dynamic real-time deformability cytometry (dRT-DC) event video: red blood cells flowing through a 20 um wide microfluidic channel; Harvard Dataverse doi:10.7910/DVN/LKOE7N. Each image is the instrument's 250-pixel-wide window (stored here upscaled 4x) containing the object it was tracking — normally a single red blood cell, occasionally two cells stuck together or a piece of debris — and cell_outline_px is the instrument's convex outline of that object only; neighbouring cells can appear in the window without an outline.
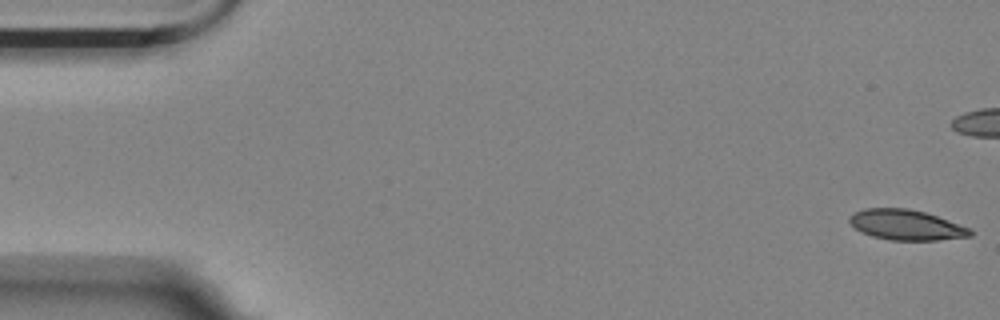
{"species": "Egyptian fruit bat (a non-hibernating species)", "species_latin": "Rousettus aegyptiacus", "temperature_condition": "room temperature", "stored_images_in_passage": 57, "camera_frame_rate_fps": 3000, "um_per_image_px": 0.085, "animal": {"sex": "female"}, "frame": {"image": 1, "passage_image": 1, "time_ms": 0.0, "image_size_px": [1000, 320], "cell_outline_px": [[972, 236], [940, 240], [888, 240], [872, 236], [860, 232], [848, 220], [848, 216], [852, 212], [864, 208], [908, 208], [924, 212], [972, 228]], "centroid_in_image_um": [77.01, 19.11], "position_along_channel_um": 8.0, "area_um2": 21.5}}
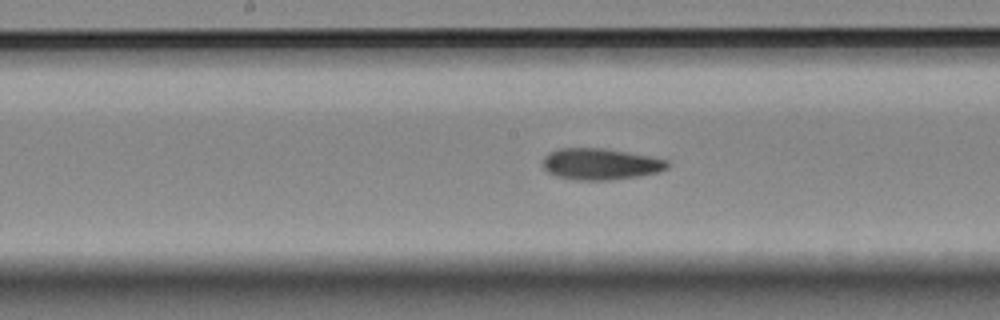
{"frame": {"image": 2, "passage_image": 28, "time_ms": 9.0, "image_size_px": [1000, 320], "cell_outline_px": [[668, 168], [660, 172], [640, 176], [608, 180], [572, 180], [556, 176], [548, 172], [540, 164], [544, 156], [548, 152], [560, 148], [604, 148], [628, 152], [668, 160]], "centroid_in_image_um": [51.0, 13.94], "position_along_channel_um": 197.2, "area_um2": 23.06}}
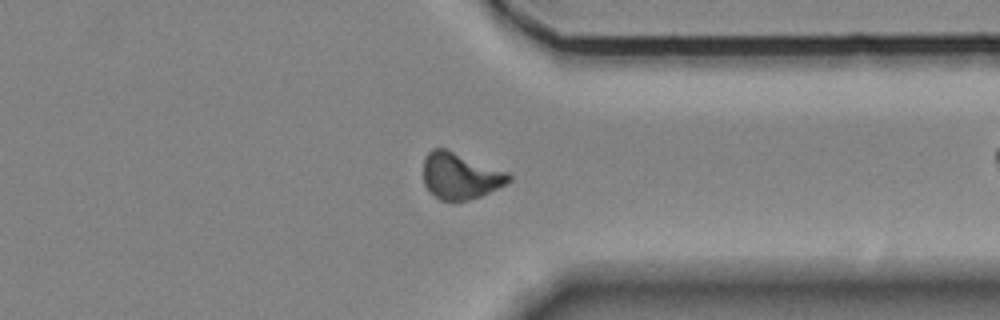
{"frame": {"image": 3, "passage_image": 43, "time_ms": 14.0, "image_size_px": [1000, 320], "cell_outline_px": [[512, 180], [480, 196], [468, 200], [440, 200], [428, 192], [424, 184], [424, 156], [432, 148], [444, 148], [508, 172], [512, 176]], "centroid_in_image_um": [39.08, 14.95], "position_along_channel_um": 372.3, "area_um2": 22.89}, "authors_computed_cell_mechanics": {"area_um2": 22.253, "velocity_mm_per_s": 3.555, "shape_relaxation_time_tau1_ms": 8.8036, "shape_relaxation_time_tau2_ms": 7.3778, "deformation_change_tau1": 0.1911, "deformation_change_tau2": 0.1325}}